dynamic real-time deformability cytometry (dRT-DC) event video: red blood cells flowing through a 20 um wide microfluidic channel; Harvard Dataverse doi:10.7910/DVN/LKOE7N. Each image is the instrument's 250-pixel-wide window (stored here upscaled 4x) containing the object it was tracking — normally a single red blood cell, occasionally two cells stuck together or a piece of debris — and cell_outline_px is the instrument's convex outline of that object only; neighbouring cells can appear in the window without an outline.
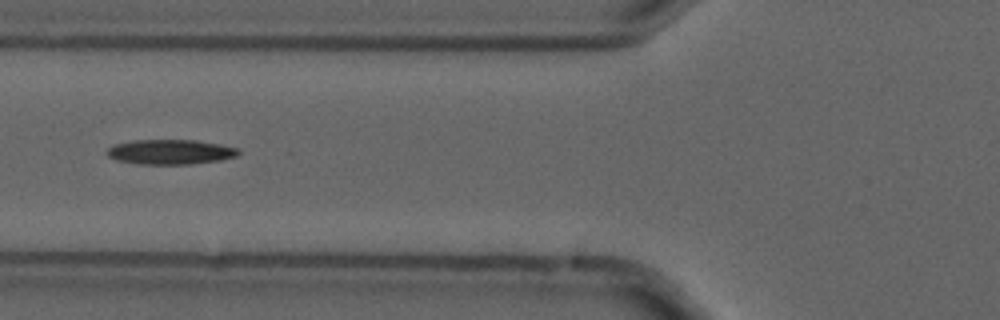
{"species": "common noctule bat (a hibernating species)", "species_latin": "Nyctalus noctula", "temperature_condition": "cold", "stored_images_in_passage": 2, "camera_frame_rate_fps": 3000, "um_per_image_px": 0.085, "animal": {"sex": "male", "forearm_length_mm": 52.5}, "frame": {"image": 1, "passage_image": 2, "time_ms": 0.333, "image_size_px": [1000, 320], "cell_outline_px": [[240, 152], [236, 156], [220, 160], [188, 164], [140, 164], [116, 160], [108, 156], [104, 152], [112, 144], [132, 140], [196, 140], [236, 148]], "centroid_in_image_um": [14.39, 12.91], "position_along_channel_um": 111.4, "area_um2": 18.96}}